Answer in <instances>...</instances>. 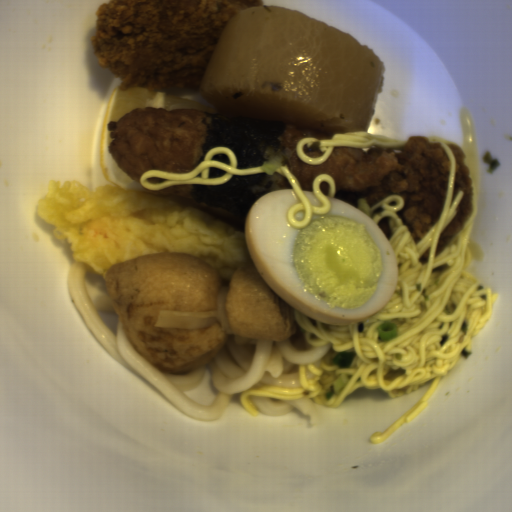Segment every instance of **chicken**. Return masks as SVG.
<instances>
[{"label": "chicken", "instance_id": "1", "mask_svg": "<svg viewBox=\"0 0 512 512\" xmlns=\"http://www.w3.org/2000/svg\"><path fill=\"white\" fill-rule=\"evenodd\" d=\"M265 0H129L100 5L92 54L121 88L200 91L202 75L229 16Z\"/></svg>", "mask_w": 512, "mask_h": 512}]
</instances>
